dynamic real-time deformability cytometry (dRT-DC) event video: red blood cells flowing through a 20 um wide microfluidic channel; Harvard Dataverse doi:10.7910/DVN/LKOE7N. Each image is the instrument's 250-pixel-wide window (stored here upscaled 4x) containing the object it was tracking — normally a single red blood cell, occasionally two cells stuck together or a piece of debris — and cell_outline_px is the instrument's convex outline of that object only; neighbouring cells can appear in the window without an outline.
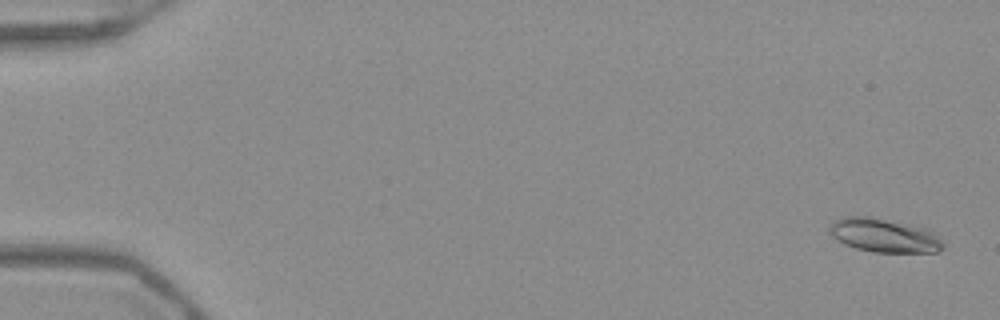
{"species": "Egyptian fruit bat (a non-hibernating species)", "species_latin": "Rousettus aegyptiacus", "temperature_condition": "warm", "stored_images_in_passage": 53, "camera_frame_rate_fps": 3000, "um_per_image_px": 0.085, "frame": {"image": 1, "passage_image": 2, "time_ms": 0.333, "image_size_px": [1000, 320], "cell_outline_px": [[944, 248], [936, 252], [872, 252], [856, 248], [844, 244], [832, 236], [828, 232], [828, 224], [844, 216], [872, 216], [912, 224], [928, 228], [936, 232], [944, 244]], "centroid_in_image_um": [75.17, 19.99], "position_along_channel_um": 9.8, "area_um2": 22.89}}
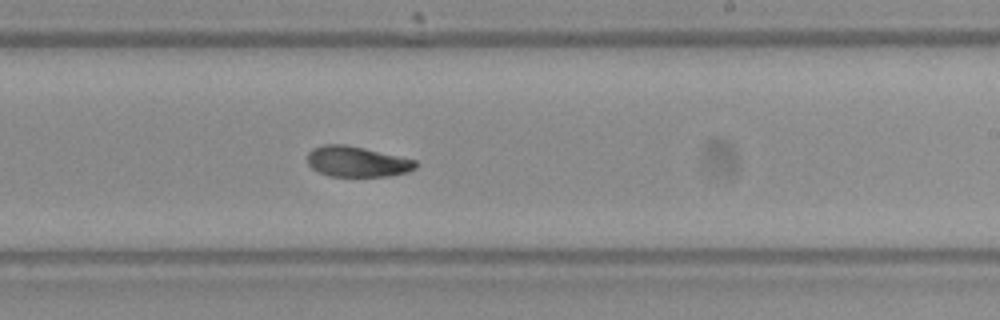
{"frame": {"image": 2, "passage_image": 33, "time_ms": 10.667, "image_size_px": [1000, 320], "cell_outline_px": [[420, 164], [416, 168], [408, 172], [388, 176], [328, 176], [312, 168], [308, 164], [308, 152], [312, 148], [324, 144], [344, 144], [364, 148], [416, 160]], "centroid_in_image_um": [30.36, 13.73], "position_along_channel_um": 258.6, "area_um2": 19.31}}
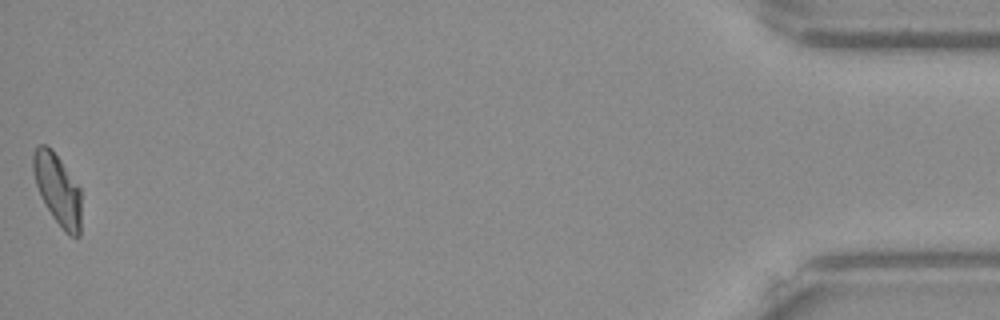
{"frame": {"image": 3, "passage_image": 53, "time_ms": 17.333, "image_size_px": [1000, 320], "cell_outline_px": [[80, 236], [68, 236], [64, 232], [52, 216], [40, 196], [36, 184], [32, 168], [32, 152], [40, 144], [44, 144], [60, 160], [80, 188]], "centroid_in_image_um": [4.88, 16.14], "position_along_channel_um": 430.3, "area_um2": 19.65}, "authors_computed_cell_mechanics": {"area_um2": 20.1722, "velocity_mm_per_s": 3.9272, "shape_relaxation_time_tau1_ms": 3.7788, "shape_relaxation_time_tau2_ms": 5.2395, "deformation_change_tau1": 0.1777, "deformation_change_tau2": 0.0885}}